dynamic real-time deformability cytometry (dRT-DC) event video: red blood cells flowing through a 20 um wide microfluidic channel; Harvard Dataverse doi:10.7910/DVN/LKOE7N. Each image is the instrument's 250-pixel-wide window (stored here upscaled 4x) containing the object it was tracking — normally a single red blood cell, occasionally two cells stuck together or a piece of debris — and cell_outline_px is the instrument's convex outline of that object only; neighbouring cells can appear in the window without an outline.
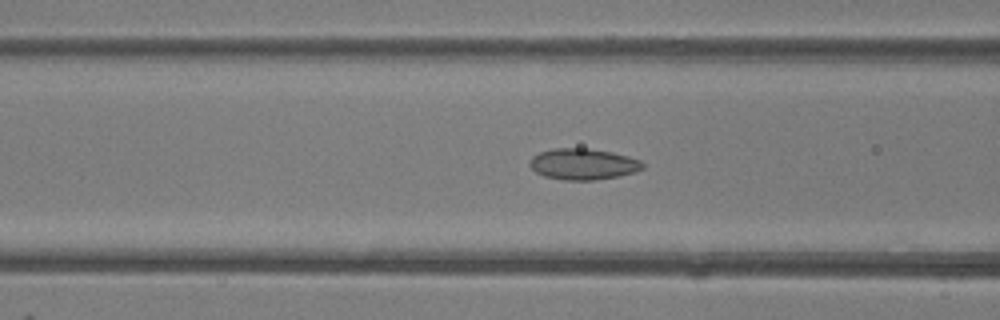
{"species": "common noctule bat (a hibernating species)", "species_latin": "Nyctalus noctula", "temperature_condition": "room temperature", "stored_images_in_passage": 44, "camera_frame_rate_fps": 3000, "um_per_image_px": 0.085, "animal": {"sex": "female"}, "frame": {"image": 1, "passage_image": 16, "time_ms": 5.0, "image_size_px": [1000, 320], "cell_outline_px": [[644, 168], [636, 172], [620, 176], [596, 180], [564, 180], [544, 176], [536, 172], [528, 164], [532, 156], [540, 152], [552, 148], [584, 148], [612, 152], [628, 156], [640, 160], [644, 164]], "centroid_in_image_um": [49.57, 13.95], "position_along_channel_um": 117.0, "area_um2": 20.63}}
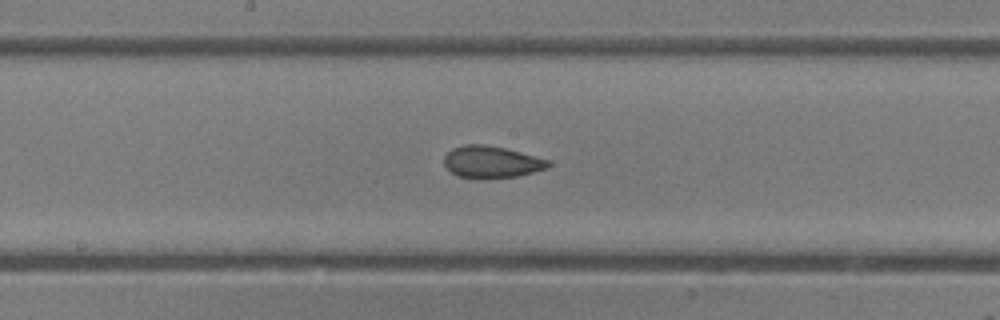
{"frame": {"image": 2, "passage_image": 22, "time_ms": 7.0, "image_size_px": [1000, 320], "cell_outline_px": [[552, 164], [548, 168], [516, 176], [480, 180], [460, 176], [452, 172], [444, 164], [444, 156], [452, 148], [464, 144], [484, 144], [504, 148], [520, 152], [548, 160]], "centroid_in_image_um": [41.76, 13.77], "position_along_channel_um": 206.4, "area_um2": 19.42}}
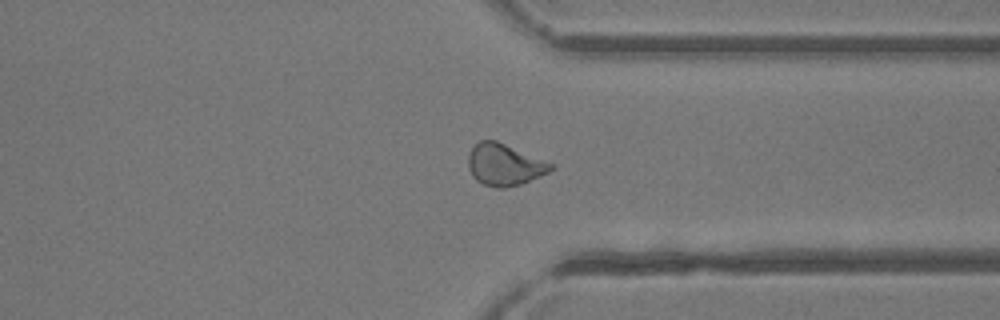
{"frame": {"image": 3, "passage_image": 33, "time_ms": 10.667, "image_size_px": [1000, 320], "cell_outline_px": [[556, 168], [540, 176], [520, 184], [504, 188], [496, 188], [484, 184], [476, 180], [472, 176], [468, 168], [468, 156], [472, 148], [480, 140], [496, 140], [556, 164]], "centroid_in_image_um": [42.9, 14.0], "position_along_channel_um": 368.5, "area_um2": 20.23}, "authors_computed_cell_mechanics": {"area_um2": 20.2878, "velocity_mm_per_s": 4.4531, "shape_relaxation_time_tau1_ms": 7.8219, "shape_relaxation_time_tau2_ms": 1.7294, "deformation_change_tau1": 0.1715, "deformation_change_tau2": 0.0652}}